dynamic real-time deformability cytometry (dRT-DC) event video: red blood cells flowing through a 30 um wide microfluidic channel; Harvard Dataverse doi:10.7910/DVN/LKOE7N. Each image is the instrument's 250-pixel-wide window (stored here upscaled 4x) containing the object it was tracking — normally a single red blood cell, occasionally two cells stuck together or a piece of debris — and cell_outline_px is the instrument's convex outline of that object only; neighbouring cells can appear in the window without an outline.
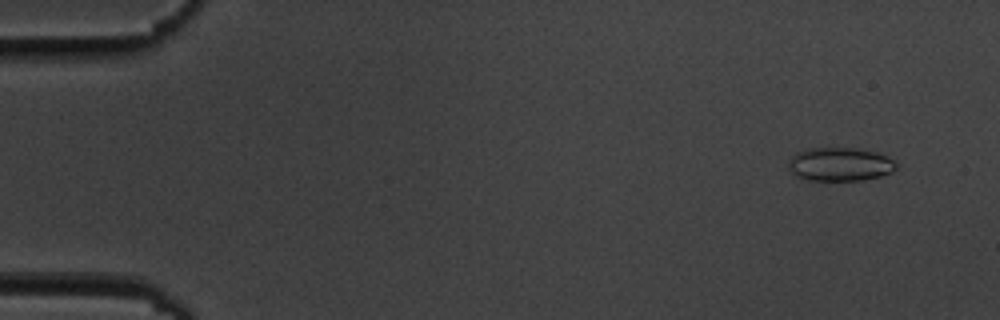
{"species": "common noctule bat (a hibernating species)", "species_latin": "Nyctalus noctula", "temperature_condition": "cold", "stored_images_in_passage": 55, "camera_frame_rate_fps": 3000, "um_per_image_px": 0.085, "animal": {"sex": "male", "body_mass_g": 19.5, "forearm_length_mm": 54.6}, "frame": {"image": 1, "passage_image": 3, "time_ms": 0.667, "image_size_px": [1000, 320], "cell_outline_px": [[896, 168], [892, 172], [880, 176], [864, 180], [808, 180], [796, 176], [788, 168], [788, 160], [796, 152], [808, 148], [856, 148], [876, 152], [888, 156], [896, 164]], "centroid_in_image_um": [71.38, 13.96], "position_along_channel_um": 13.6, "area_um2": 21.15}}
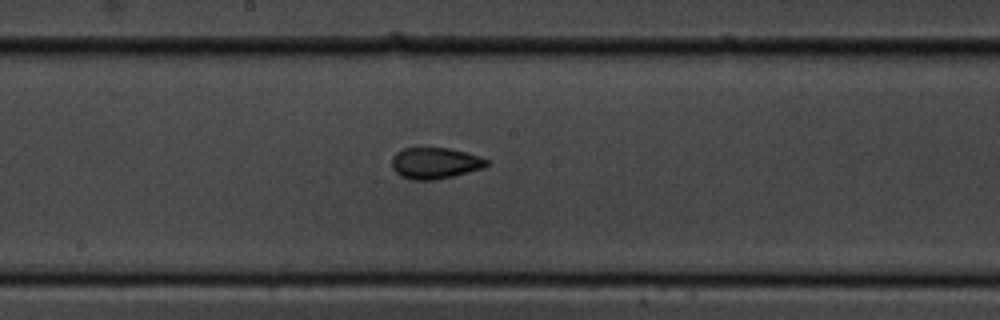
{"frame": {"image": 2, "passage_image": 29, "time_ms": 9.333, "image_size_px": [1000, 320], "cell_outline_px": [[492, 160], [484, 168], [452, 176], [432, 180], [412, 180], [400, 176], [392, 168], [392, 156], [396, 152], [404, 148], [420, 144], [448, 148], [480, 156]], "centroid_in_image_um": [36.95, 13.82], "position_along_channel_um": 211.2, "area_um2": 17.98}}
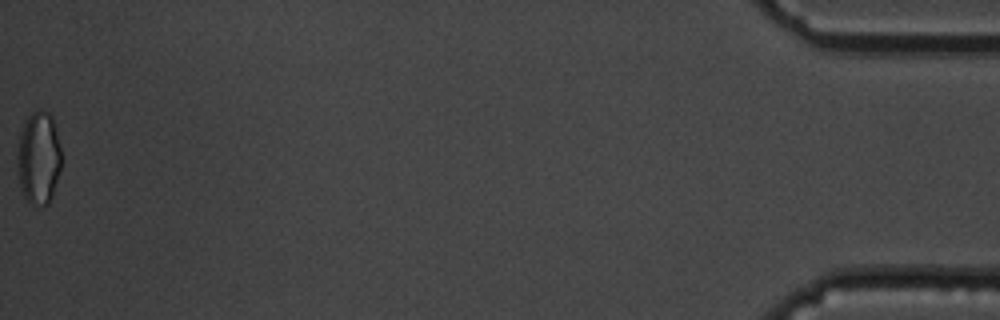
{"frame": {"image": 3, "passage_image": 55, "time_ms": 18.0, "image_size_px": [1000, 320], "cell_outline_px": [[60, 168], [52, 196], [48, 204], [32, 204], [24, 196], [20, 188], [16, 160], [16, 156], [20, 136], [24, 124], [28, 116], [32, 112], [40, 108], [48, 112], [52, 116], [56, 128], [60, 148]], "centroid_in_image_um": [3.27, 13.39], "position_along_channel_um": 431.9, "area_um2": 23.76}, "authors_computed_cell_mechanics": {"area_um2": 18.1492, "velocity_mm_per_s": 3.6317, "shape_relaxation_time_tau1_ms": 3.8697, "shape_relaxation_time_tau2_ms": 2.5178, "deformation_change_tau1": 0.0885, "deformation_change_tau2": 0.068}}